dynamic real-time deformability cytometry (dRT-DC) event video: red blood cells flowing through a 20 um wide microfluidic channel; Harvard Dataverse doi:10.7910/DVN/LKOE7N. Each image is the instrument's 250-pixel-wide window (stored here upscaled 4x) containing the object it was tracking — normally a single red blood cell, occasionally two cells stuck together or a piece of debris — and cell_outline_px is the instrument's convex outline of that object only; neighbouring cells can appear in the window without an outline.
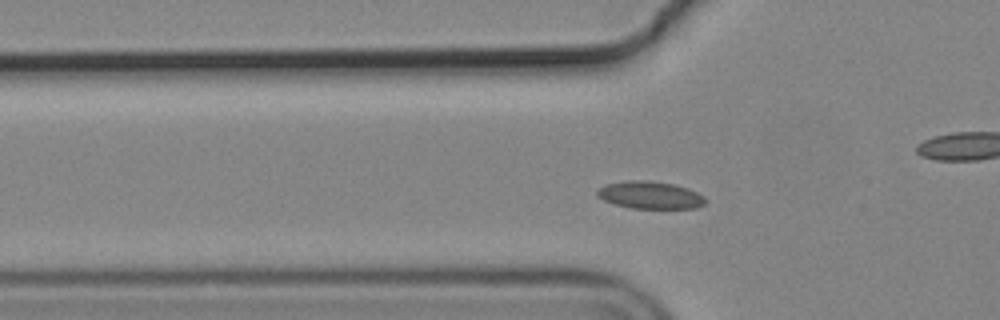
{"species": "common noctule bat (a hibernating species)", "species_latin": "Nyctalus noctula", "temperature_condition": "cold", "stored_images_in_passage": 33, "camera_frame_rate_fps": 3000, "um_per_image_px": 0.085, "animal": {"sex": "male", "body_mass_g": 19.2, "forearm_length_mm": 51.8}, "frame": {"image": 1, "passage_image": 10, "time_ms": 3.0, "image_size_px": [1000, 320], "cell_outline_px": [[708, 200], [704, 204], [696, 208], [632, 208], [616, 204], [604, 200], [596, 196], [596, 192], [600, 188], [608, 184], [624, 180], [648, 180], [672, 184], [688, 188], [704, 196]], "centroid_in_image_um": [55.28, 16.58], "position_along_channel_um": 70.5, "area_um2": 17.22}}
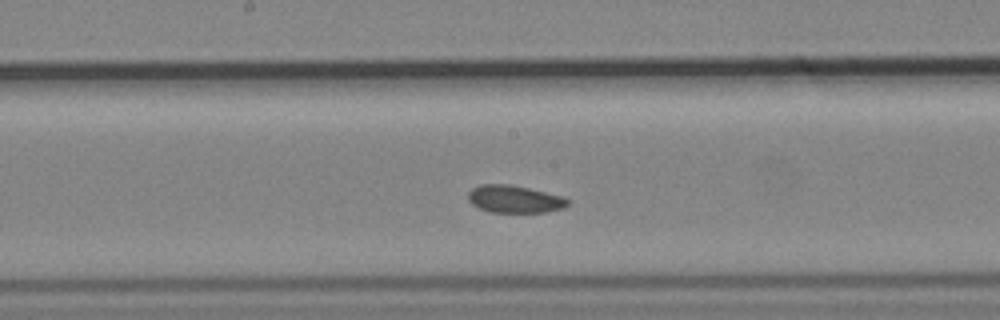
{"frame": {"image": 2, "passage_image": 21, "time_ms": 6.667, "image_size_px": [1000, 320], "cell_outline_px": [[572, 200], [564, 208], [544, 212], [488, 212], [472, 204], [468, 200], [468, 192], [472, 188], [480, 184], [508, 184], [528, 188], [564, 196]], "centroid_in_image_um": [43.75, 16.92], "position_along_channel_um": 204.4, "area_um2": 16.07}}
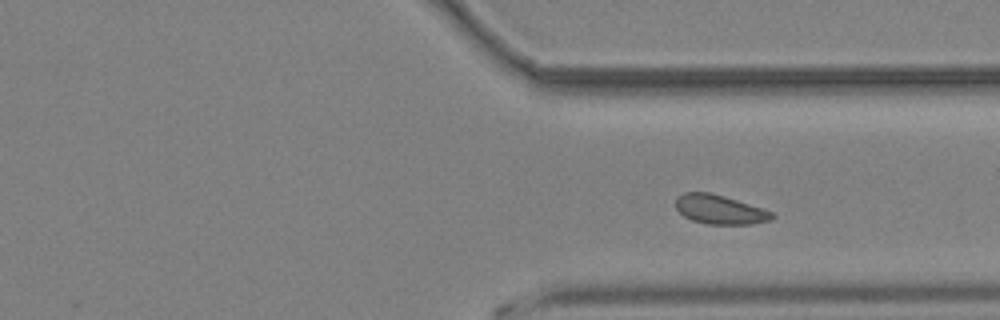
{"frame": {"image": 3, "passage_image": 33, "time_ms": 10.667, "image_size_px": [1000, 320], "cell_outline_px": [[776, 216], [772, 220], [752, 224], [708, 224], [692, 220], [684, 216], [676, 208], [676, 196], [684, 192], [708, 192], [724, 196], [772, 212]], "centroid_in_image_um": [61.16, 17.81], "position_along_channel_um": 350.2, "area_um2": 16.24}}